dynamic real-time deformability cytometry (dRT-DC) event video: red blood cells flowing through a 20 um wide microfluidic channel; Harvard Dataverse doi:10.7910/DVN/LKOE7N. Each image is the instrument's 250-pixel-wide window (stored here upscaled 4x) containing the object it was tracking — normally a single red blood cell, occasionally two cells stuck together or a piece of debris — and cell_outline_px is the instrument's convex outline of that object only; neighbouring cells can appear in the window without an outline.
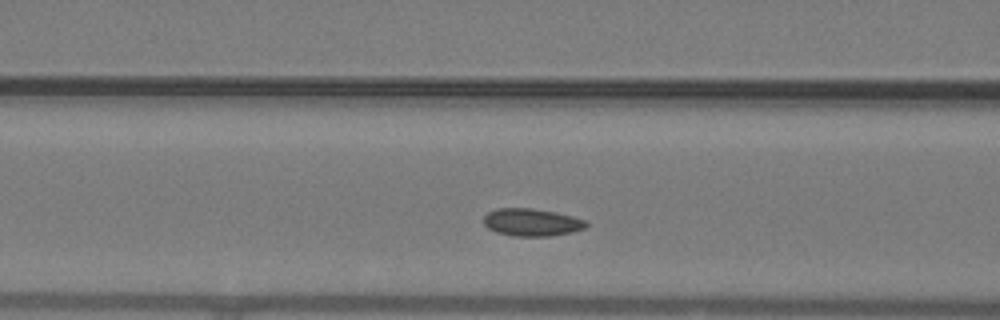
{"species": "common noctule bat (a hibernating species)", "species_latin": "Nyctalus noctula", "temperature_condition": "warm", "stored_images_in_passage": 38, "camera_frame_rate_fps": 3000, "um_per_image_px": 0.085, "animal": {"sex": "male", "body_mass_g": 19.2, "forearm_length_mm": 51.8}, "frame": {"image": 1, "passage_image": 10, "time_ms": 3.0, "image_size_px": [1000, 320], "cell_outline_px": [[588, 224], [584, 228], [572, 232], [552, 236], [512, 236], [496, 232], [488, 228], [484, 224], [484, 216], [488, 212], [496, 208], [532, 208], [556, 212], [572, 216], [584, 220]], "centroid_in_image_um": [45.18, 18.89], "position_along_channel_um": 121.4, "area_um2": 16.47}}
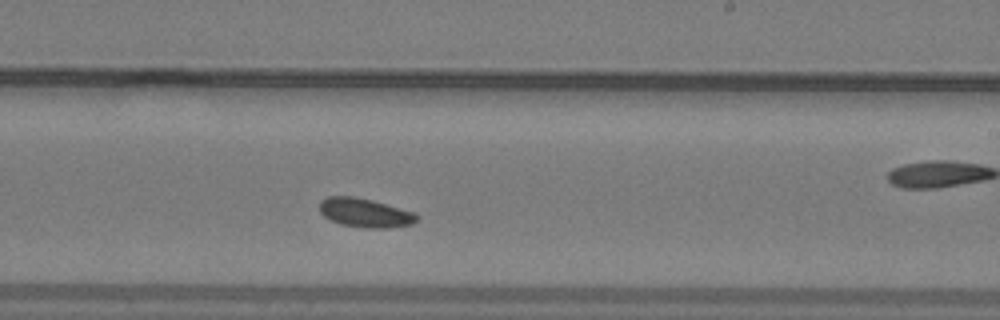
{"frame": {"image": 2, "passage_image": 19, "time_ms": 6.0, "image_size_px": [1000, 320], "cell_outline_px": [[420, 220], [412, 224], [388, 228], [364, 228], [340, 224], [324, 216], [320, 212], [320, 200], [328, 196], [356, 196], [372, 200], [416, 212], [420, 216]], "centroid_in_image_um": [31.08, 18.08], "position_along_channel_um": 257.9, "area_um2": 16.7}}
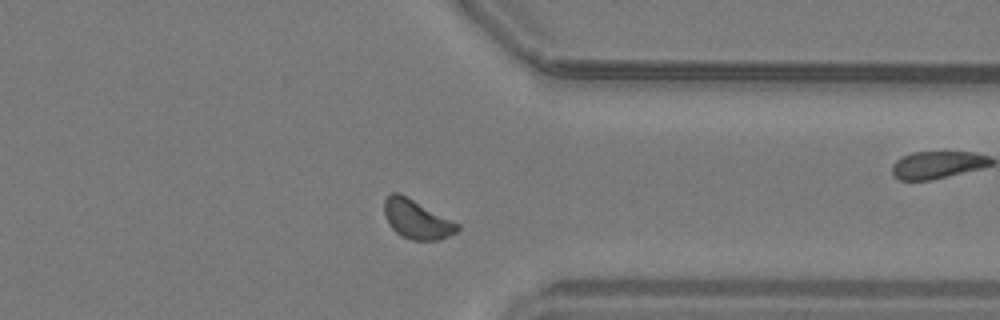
{"frame": {"image": 3, "passage_image": 27, "time_ms": 8.667, "image_size_px": [1000, 320], "cell_outline_px": [[460, 228], [456, 232], [440, 240], [412, 240], [400, 236], [392, 228], [384, 212], [384, 200], [392, 192], [396, 192], [460, 224]], "centroid_in_image_um": [35.43, 18.67], "position_along_channel_um": 376.0, "area_um2": 16.18}}